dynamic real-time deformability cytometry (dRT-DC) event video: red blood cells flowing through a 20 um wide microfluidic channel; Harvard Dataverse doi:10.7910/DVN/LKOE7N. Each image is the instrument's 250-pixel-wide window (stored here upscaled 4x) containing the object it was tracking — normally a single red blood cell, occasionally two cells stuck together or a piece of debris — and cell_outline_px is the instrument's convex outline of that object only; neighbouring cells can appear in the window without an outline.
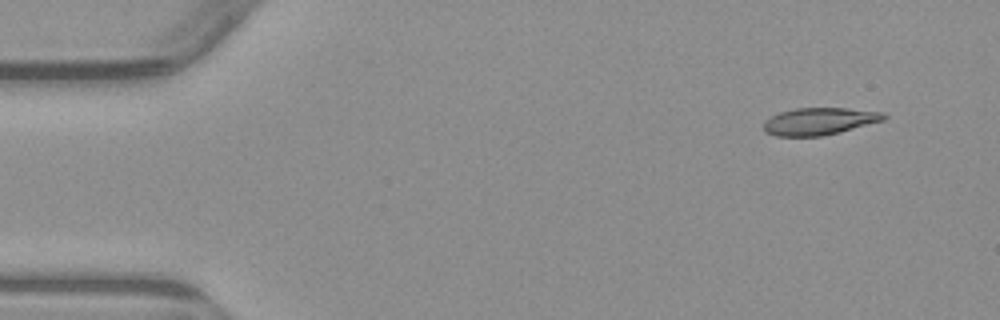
{"species": "common noctule bat (a hibernating species)", "species_latin": "Nyctalus noctula", "temperature_condition": "warm", "stored_images_in_passage": 4, "camera_frame_rate_fps": 3000, "um_per_image_px": 0.085, "animal": {"sex": "male", "body_mass_g": 23.1, "forearm_length_mm": 52.7}, "frame": {"image": 1, "passage_image": 1, "time_ms": 0.0, "image_size_px": [1000, 320], "cell_outline_px": [[888, 116], [884, 120], [840, 132], [820, 136], [776, 136], [764, 132], [764, 120], [780, 112], [796, 108], [848, 108], [884, 112]], "centroid_in_image_um": [69.65, 10.3], "position_along_channel_um": 15.3, "area_um2": 19.07}}
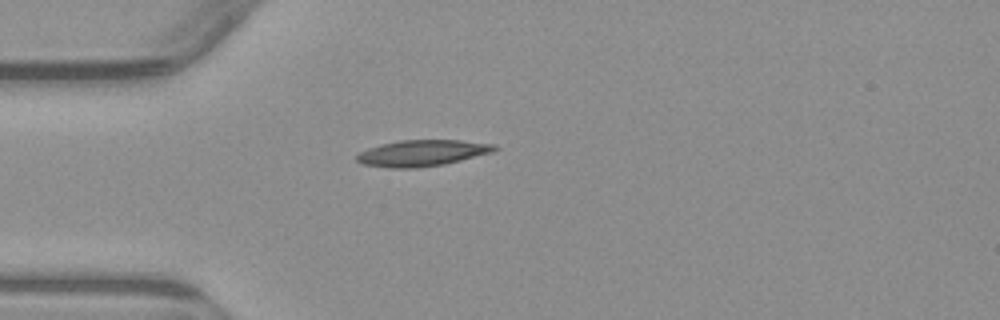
{"frame": {"image": 2, "passage_image": 3, "time_ms": 3.333, "image_size_px": [1000, 320], "cell_outline_px": [[500, 148], [492, 152], [444, 164], [416, 168], [388, 168], [364, 164], [356, 160], [356, 156], [360, 152], [368, 148], [380, 144], [400, 140], [460, 140], [496, 144]], "centroid_in_image_um": [35.89, 13.0], "position_along_channel_um": 49.1, "area_um2": 21.04}}